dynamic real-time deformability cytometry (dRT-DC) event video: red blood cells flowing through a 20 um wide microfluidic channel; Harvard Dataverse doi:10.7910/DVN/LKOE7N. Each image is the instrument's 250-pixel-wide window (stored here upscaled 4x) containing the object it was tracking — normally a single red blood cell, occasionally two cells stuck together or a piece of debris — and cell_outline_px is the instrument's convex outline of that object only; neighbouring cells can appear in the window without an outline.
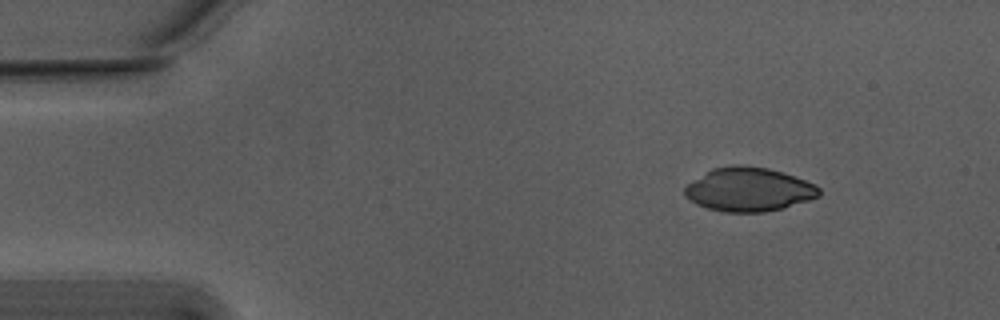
{"species": "Egyptian fruit bat (a non-hibernating species)", "species_latin": "Rousettus aegyptiacus", "temperature_condition": "warm", "stored_images_in_passage": 48, "camera_frame_rate_fps": 3000, "um_per_image_px": 0.085, "animal": {"sex": "male"}, "frame": {"image": 1, "passage_image": 1, "time_ms": 0.0, "image_size_px": [1000, 320], "cell_outline_px": [[820, 196], [808, 200], [780, 208], [764, 212], [724, 212], [708, 208], [696, 204], [684, 196], [684, 188], [688, 184], [712, 168], [732, 164], [744, 164], [768, 168], [784, 172], [796, 176], [816, 184], [820, 188]], "centroid_in_image_um": [63.65, 16.08], "position_along_channel_um": 21.3, "area_um2": 34.45}}
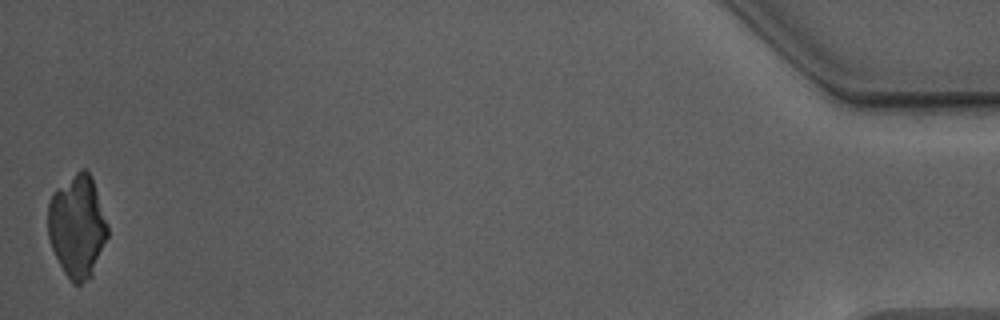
{"frame": {"image": 2, "passage_image": 48, "time_ms": 15.667, "image_size_px": [1000, 320], "cell_outline_px": [[108, 236], [92, 276], [80, 284], [72, 284], [64, 272], [52, 248], [48, 236], [48, 204], [52, 192], [80, 168], [84, 168], [92, 176], [108, 224]], "centroid_in_image_um": [6.57, 19.22], "position_along_channel_um": 428.6, "area_um2": 35.84}}